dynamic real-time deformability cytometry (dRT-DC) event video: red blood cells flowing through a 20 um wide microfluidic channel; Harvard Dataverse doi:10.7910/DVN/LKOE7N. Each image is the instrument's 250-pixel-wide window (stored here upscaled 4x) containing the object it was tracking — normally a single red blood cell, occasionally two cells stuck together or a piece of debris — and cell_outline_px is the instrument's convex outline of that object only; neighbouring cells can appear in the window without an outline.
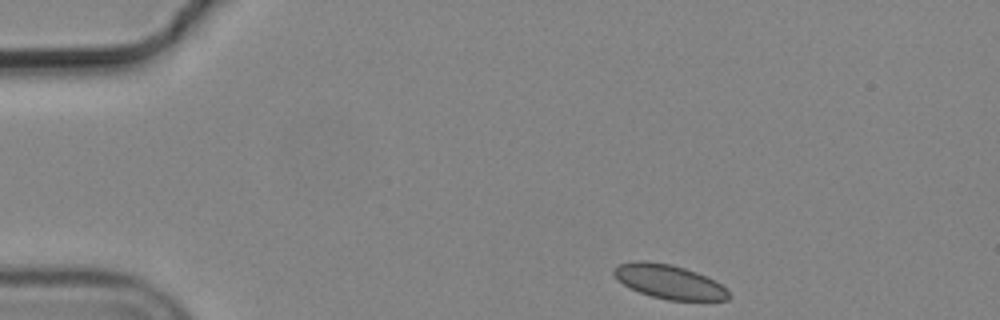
{"species": "common noctule bat (a hibernating species)", "species_latin": "Nyctalus noctula", "temperature_condition": "cold", "stored_images_in_passage": 3, "camera_frame_rate_fps": 3000, "um_per_image_px": 0.085, "animal": {"sex": "male", "body_mass_g": 19.2, "forearm_length_mm": 51.8}, "frame": {"image": 1, "passage_image": 1, "time_ms": 0.0, "image_size_px": [1000, 320], "cell_outline_px": [[732, 296], [728, 300], [668, 300], [652, 296], [640, 292], [624, 284], [612, 272], [612, 268], [620, 264], [632, 260], [644, 260], [672, 264], [696, 272], [716, 280], [728, 288]], "centroid_in_image_um": [56.93, 23.93], "position_along_channel_um": 28.1, "area_um2": 22.95}}